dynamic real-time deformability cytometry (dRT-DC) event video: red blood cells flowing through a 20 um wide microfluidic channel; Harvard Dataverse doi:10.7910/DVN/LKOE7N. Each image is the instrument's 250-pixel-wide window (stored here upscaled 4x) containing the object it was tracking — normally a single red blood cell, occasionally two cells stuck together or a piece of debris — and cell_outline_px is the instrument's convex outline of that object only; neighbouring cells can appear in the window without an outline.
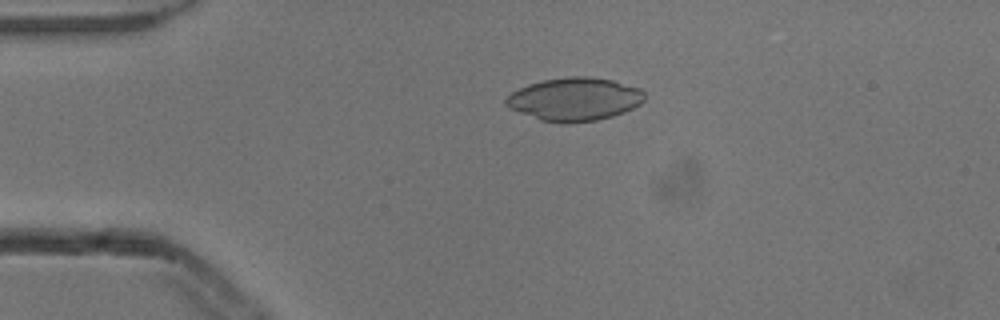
{"species": "common noctule bat (a hibernating species)", "species_latin": "Nyctalus noctula", "temperature_condition": "cold", "stored_images_in_passage": 4, "camera_frame_rate_fps": 3000, "um_per_image_px": 0.085, "animal": {"sex": "male", "body_mass_g": 13.3}, "frame": {"image": 1, "passage_image": 3, "time_ms": 0.667, "image_size_px": [1000, 320], "cell_outline_px": [[644, 100], [640, 104], [624, 112], [612, 116], [596, 120], [564, 124], [560, 124], [540, 120], [508, 108], [504, 104], [504, 100], [512, 92], [528, 84], [544, 80], [568, 76], [588, 76], [612, 80], [640, 88], [644, 92]], "centroid_in_image_um": [48.82, 8.44], "position_along_channel_um": 36.2, "area_um2": 34.97}}